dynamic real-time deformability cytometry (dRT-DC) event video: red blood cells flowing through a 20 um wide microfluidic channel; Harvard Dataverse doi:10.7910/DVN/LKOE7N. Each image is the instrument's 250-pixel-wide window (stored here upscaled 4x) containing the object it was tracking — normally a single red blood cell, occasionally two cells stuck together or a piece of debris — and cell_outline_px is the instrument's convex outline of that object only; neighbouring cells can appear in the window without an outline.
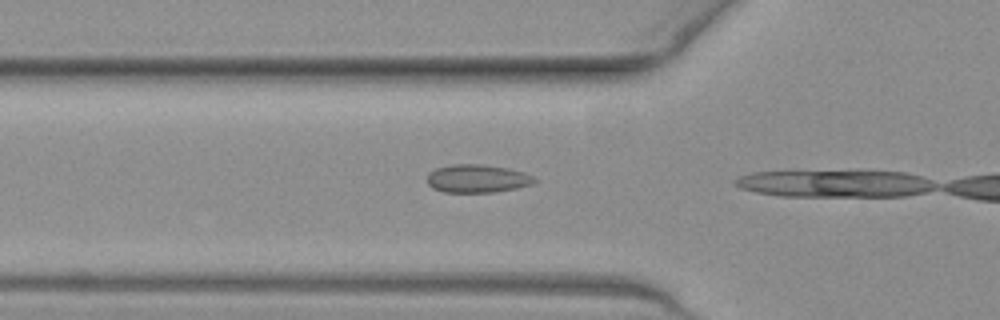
{"species": "common noctule bat (a hibernating species)", "species_latin": "Nyctalus noctula", "temperature_condition": "warm", "stored_images_in_passage": 5, "camera_frame_rate_fps": 3000, "um_per_image_px": 0.085, "animal": {"sex": "female", "body_mass_g": 19.3, "forearm_length_mm": 54.1}, "frame": {"image": 1, "passage_image": 4, "time_ms": 1.0, "image_size_px": [1000, 320], "cell_outline_px": [[536, 180], [532, 184], [516, 188], [492, 192], [444, 192], [432, 188], [428, 184], [428, 172], [436, 168], [452, 164], [480, 164], [508, 168], [524, 172], [532, 176]], "centroid_in_image_um": [40.54, 15.17], "position_along_channel_um": 85.3, "area_um2": 17.51}}